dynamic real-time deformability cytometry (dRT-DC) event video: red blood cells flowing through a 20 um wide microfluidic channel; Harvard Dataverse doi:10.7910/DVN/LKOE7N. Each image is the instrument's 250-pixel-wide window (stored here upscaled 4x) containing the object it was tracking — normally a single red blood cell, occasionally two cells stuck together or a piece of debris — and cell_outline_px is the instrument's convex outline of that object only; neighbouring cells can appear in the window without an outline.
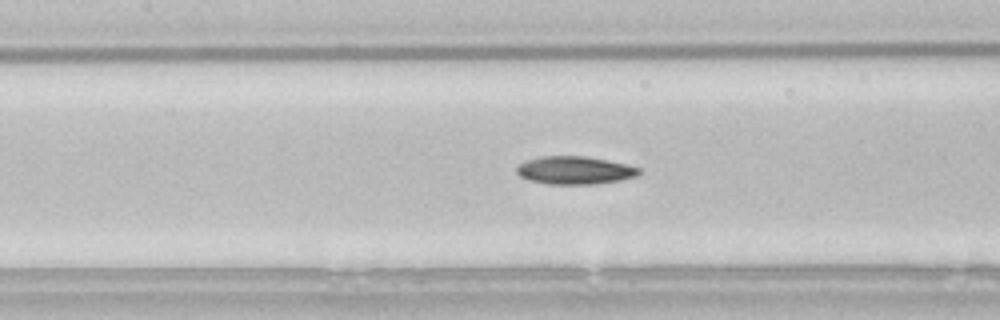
{"species": "common noctule bat (a hibernating species)", "species_latin": "Nyctalus noctula", "temperature_condition": "room temperature", "stored_images_in_passage": 40, "camera_frame_rate_fps": 3000, "um_per_image_px": 0.085, "animal": {"sex": "male", "body_mass_g": 21.5, "forearm_length_mm": 52.0}, "frame": {"image": 1, "passage_image": 10, "time_ms": 3.0, "image_size_px": [1000, 320], "cell_outline_px": [[640, 172], [636, 176], [620, 180], [596, 184], [548, 184], [528, 180], [520, 176], [516, 172], [516, 168], [520, 164], [528, 160], [544, 156], [588, 156], [624, 164], [640, 168]], "centroid_in_image_um": [48.84, 14.48], "position_along_channel_um": 158.6, "area_um2": 19.77}}
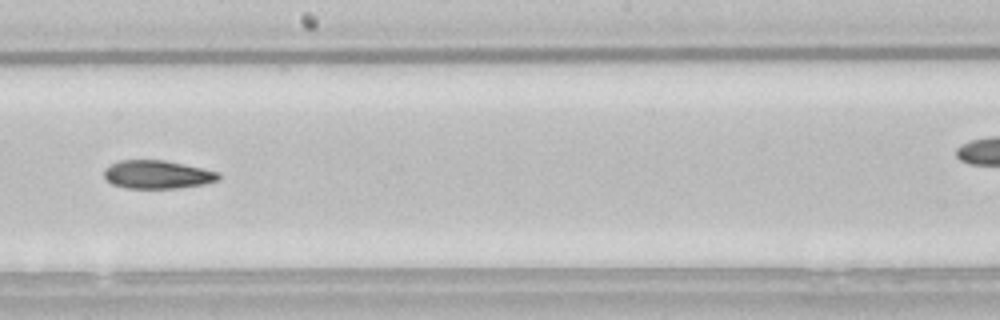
{"frame": {"image": 2, "passage_image": 16, "time_ms": 5.0, "image_size_px": [1000, 320], "cell_outline_px": [[220, 180], [204, 184], [176, 188], [124, 188], [112, 184], [104, 180], [104, 168], [120, 160], [164, 160], [184, 164], [220, 172]], "centroid_in_image_um": [13.36, 14.84], "position_along_channel_um": 234.8, "area_um2": 19.02}}
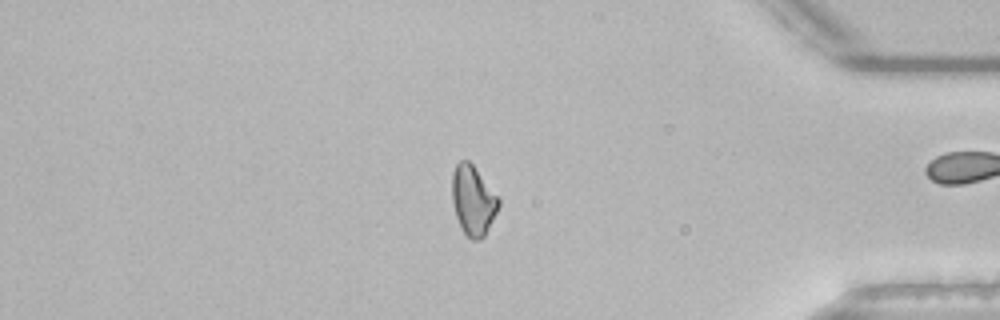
{"frame": {"image": 3, "passage_image": 31, "time_ms": 10.0, "image_size_px": [1000, 320], "cell_outline_px": [[500, 204], [484, 236], [480, 240], [472, 240], [464, 236], [460, 228], [452, 204], [452, 172], [456, 164], [460, 160], [468, 160], [472, 164], [500, 200]], "centroid_in_image_um": [40.17, 17.06], "position_along_channel_um": 395.0, "area_um2": 18.84}, "authors_computed_cell_mechanics": {"area_um2": 19.2185, "velocity_mm_per_s": 3.815, "shape_relaxation_time_tau1_ms": 9.2628, "shape_relaxation_time_tau2_ms": null, "deformation_change_tau1": 0.1826, "deformation_change_tau2": null}}